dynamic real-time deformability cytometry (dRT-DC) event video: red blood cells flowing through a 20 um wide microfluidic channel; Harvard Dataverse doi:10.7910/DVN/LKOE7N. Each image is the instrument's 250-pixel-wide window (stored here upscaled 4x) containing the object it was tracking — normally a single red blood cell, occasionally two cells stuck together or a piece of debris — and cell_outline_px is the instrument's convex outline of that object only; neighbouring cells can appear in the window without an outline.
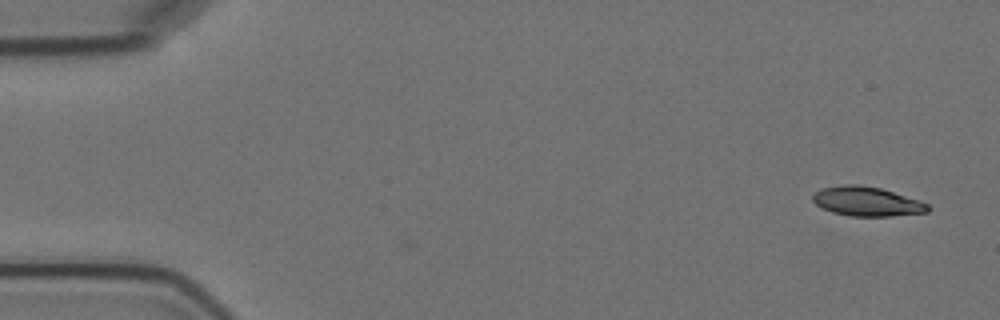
{"species": "Egyptian fruit bat (a non-hibernating species)", "species_latin": "Rousettus aegyptiacus", "temperature_condition": "cold", "stored_images_in_passage": 5, "camera_frame_rate_fps": 3000, "um_per_image_px": 0.085, "animal": {"sex": "female"}, "frame": {"image": 1, "passage_image": 1, "time_ms": 0.0, "image_size_px": [1000, 320], "cell_outline_px": [[928, 212], [892, 216], [852, 216], [832, 212], [820, 208], [812, 200], [812, 196], [820, 188], [844, 184], [856, 184], [880, 188], [920, 200], [928, 204]], "centroid_in_image_um": [73.65, 17.12], "position_along_channel_um": 11.3, "area_um2": 19.71}}